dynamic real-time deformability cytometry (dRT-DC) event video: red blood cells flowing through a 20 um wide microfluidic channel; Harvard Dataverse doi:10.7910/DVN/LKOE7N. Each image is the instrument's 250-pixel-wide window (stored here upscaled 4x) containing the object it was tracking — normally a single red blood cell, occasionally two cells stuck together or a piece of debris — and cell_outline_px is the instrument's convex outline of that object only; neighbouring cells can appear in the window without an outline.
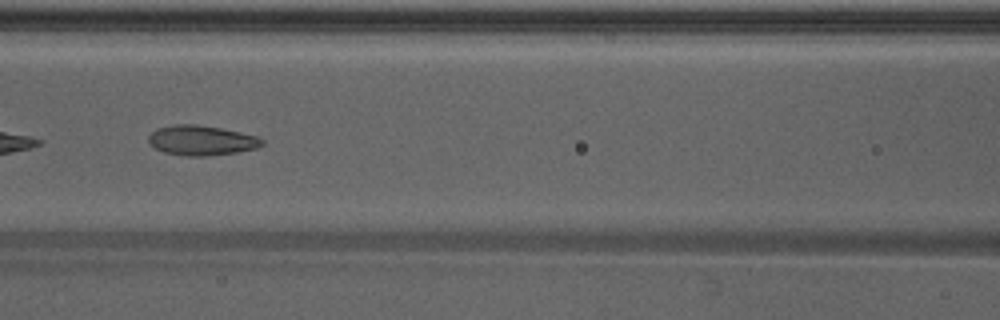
{"species": "Egyptian fruit bat (a non-hibernating species)", "species_latin": "Rousettus aegyptiacus", "temperature_condition": "warm", "stored_images_in_passage": 42, "camera_frame_rate_fps": 3000, "um_per_image_px": 0.085, "animal": {"sex": "male"}, "frame": {"image": 1, "passage_image": 19, "time_ms": 6.0, "image_size_px": [1000, 320], "cell_outline_px": [[264, 144], [256, 148], [236, 152], [204, 156], [188, 156], [164, 152], [156, 148], [148, 140], [148, 136], [156, 128], [176, 124], [196, 124], [220, 128], [256, 136], [264, 140]], "centroid_in_image_um": [17.11, 11.92], "position_along_channel_um": 149.5, "area_um2": 19.54}}